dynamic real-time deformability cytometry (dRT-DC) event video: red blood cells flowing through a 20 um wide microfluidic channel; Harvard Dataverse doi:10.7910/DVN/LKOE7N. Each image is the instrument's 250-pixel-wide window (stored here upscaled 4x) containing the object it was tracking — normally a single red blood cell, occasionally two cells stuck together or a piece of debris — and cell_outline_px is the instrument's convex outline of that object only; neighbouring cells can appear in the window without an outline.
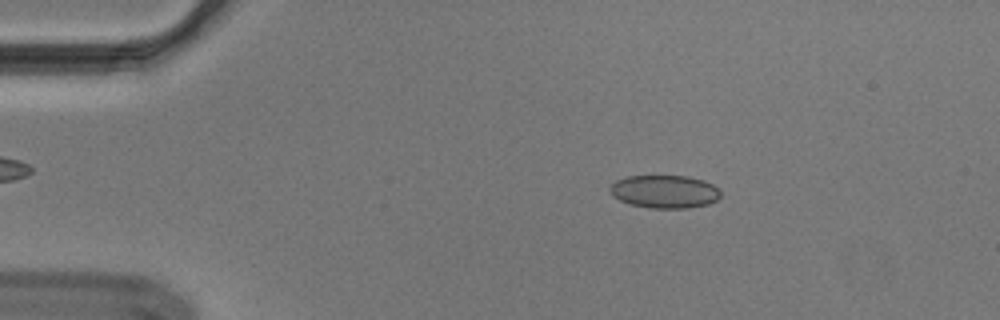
{"species": "Egyptian fruit bat (a non-hibernating species)", "species_latin": "Rousettus aegyptiacus", "temperature_condition": "cold", "stored_images_in_passage": 54, "camera_frame_rate_fps": 3000, "um_per_image_px": 0.085, "animal": {"sex": "male"}, "frame": {"image": 1, "passage_image": 9, "time_ms": 2.667, "image_size_px": [1000, 320], "cell_outline_px": [[720, 196], [716, 200], [708, 204], [688, 208], [648, 208], [632, 204], [620, 200], [612, 196], [608, 188], [616, 180], [628, 176], [688, 176], [704, 180], [720, 188]], "centroid_in_image_um": [56.5, 16.28], "position_along_channel_um": 28.5, "area_um2": 21.39}}
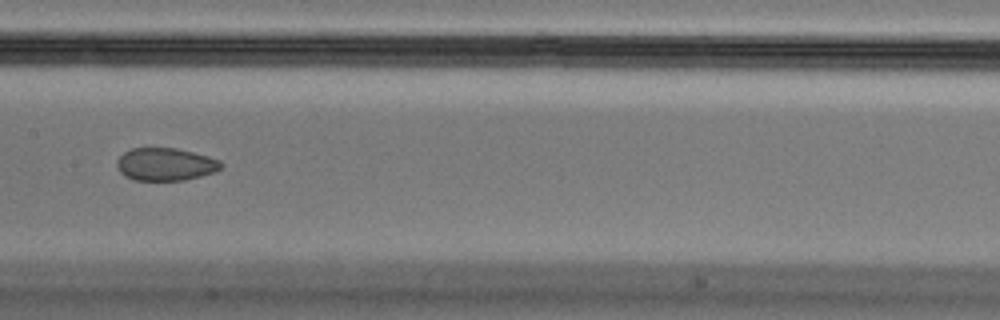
{"frame": {"image": 2, "passage_image": 27, "time_ms": 8.667, "image_size_px": [1000, 320], "cell_outline_px": [[224, 164], [216, 172], [184, 180], [132, 180], [124, 176], [120, 172], [116, 164], [116, 160], [124, 152], [132, 148], [176, 148], [208, 156], [220, 160]], "centroid_in_image_um": [14.06, 13.97], "position_along_channel_um": 193.3, "area_um2": 19.94}}
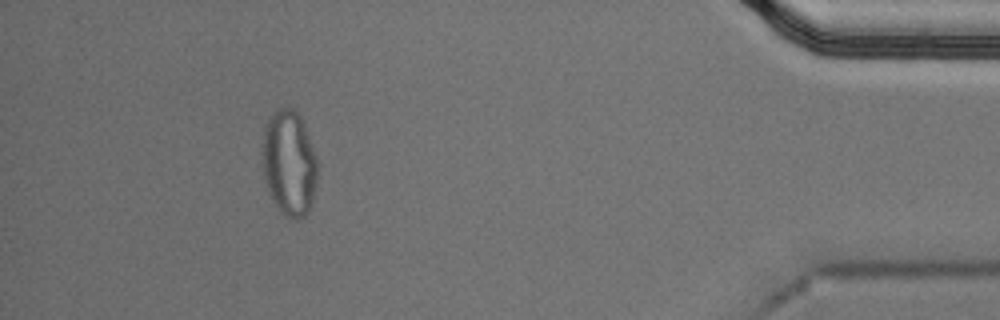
{"frame": {"image": 3, "passage_image": 49, "time_ms": 16.0, "image_size_px": [1000, 320], "cell_outline_px": [[316, 180], [312, 204], [308, 212], [300, 220], [292, 220], [284, 216], [280, 212], [272, 200], [268, 192], [264, 180], [260, 156], [260, 144], [264, 128], [268, 116], [272, 112], [280, 108], [292, 108], [300, 116], [316, 160]], "centroid_in_image_um": [24.5, 13.9], "position_along_channel_um": 410.7, "area_um2": 34.45}, "authors_computed_cell_mechanics": {"area_um2": 21.3571, "velocity_mm_per_s": 3.6989, "shape_relaxation_time_tau1_ms": null, "shape_relaxation_time_tau2_ms": 1.9998, "deformation_change_tau1": null, "deformation_change_tau2": 0.0447}}